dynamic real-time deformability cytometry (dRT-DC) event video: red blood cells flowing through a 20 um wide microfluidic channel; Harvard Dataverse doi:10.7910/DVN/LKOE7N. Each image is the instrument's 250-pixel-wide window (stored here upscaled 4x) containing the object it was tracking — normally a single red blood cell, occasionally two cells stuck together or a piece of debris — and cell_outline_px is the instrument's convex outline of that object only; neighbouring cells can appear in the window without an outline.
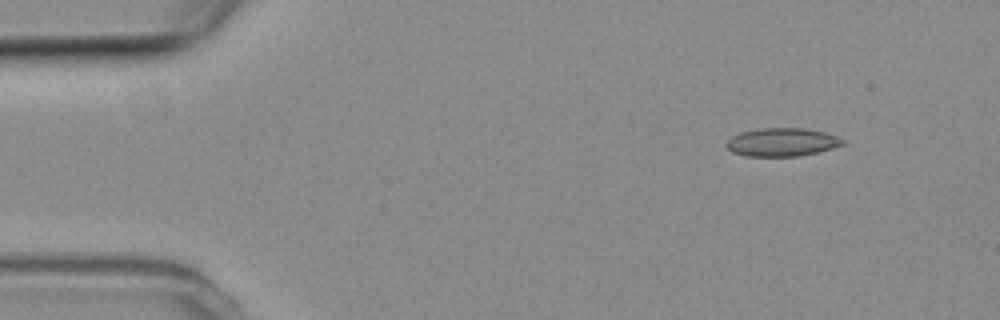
{"species": "common noctule bat (a hibernating species)", "species_latin": "Nyctalus noctula", "temperature_condition": "room temperature", "stored_images_in_passage": 49, "camera_frame_rate_fps": 3000, "um_per_image_px": 0.085, "animal": {"sex": "female", "body_mass_g": 19.3, "forearm_length_mm": 54.1}, "frame": {"image": 1, "passage_image": 1, "time_ms": 0.0, "image_size_px": [1000, 320], "cell_outline_px": [[844, 144], [832, 148], [800, 156], [748, 156], [732, 152], [724, 144], [732, 136], [740, 132], [760, 128], [804, 128], [824, 132], [836, 136], [844, 140]], "centroid_in_image_um": [66.44, 12.08], "position_along_channel_um": 18.6, "area_um2": 19.07}}
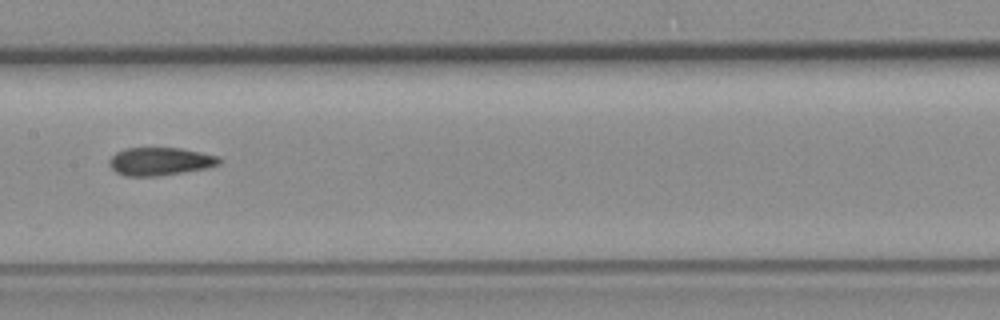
{"frame": {"image": 2, "passage_image": 22, "time_ms": 7.0, "image_size_px": [1000, 320], "cell_outline_px": [[224, 160], [220, 164], [208, 168], [156, 176], [124, 176], [116, 172], [108, 164], [108, 160], [116, 152], [124, 148], [180, 148], [220, 156]], "centroid_in_image_um": [13.62, 13.71], "position_along_channel_um": 193.8, "area_um2": 18.09}}
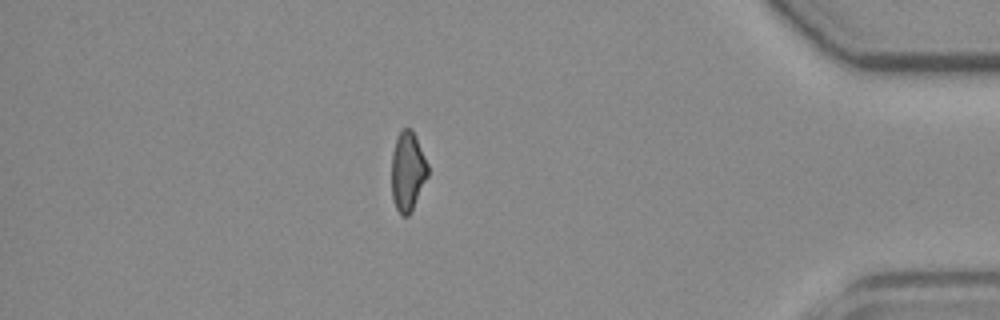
{"frame": {"image": 3, "passage_image": 42, "time_ms": 13.667, "image_size_px": [1000, 320], "cell_outline_px": [[428, 176], [408, 216], [400, 216], [396, 208], [392, 196], [392, 152], [396, 136], [404, 128], [412, 128], [416, 136], [428, 164]], "centroid_in_image_um": [34.65, 14.53], "position_along_channel_um": 400.6, "area_um2": 16.76}, "authors_computed_cell_mechanics": {"area_um2": 18.0914, "velocity_mm_per_s": 3.77, "shape_relaxation_time_tau1_ms": null, "shape_relaxation_time_tau2_ms": 2.1947, "deformation_change_tau1": null, "deformation_change_tau2": 0.0761}}